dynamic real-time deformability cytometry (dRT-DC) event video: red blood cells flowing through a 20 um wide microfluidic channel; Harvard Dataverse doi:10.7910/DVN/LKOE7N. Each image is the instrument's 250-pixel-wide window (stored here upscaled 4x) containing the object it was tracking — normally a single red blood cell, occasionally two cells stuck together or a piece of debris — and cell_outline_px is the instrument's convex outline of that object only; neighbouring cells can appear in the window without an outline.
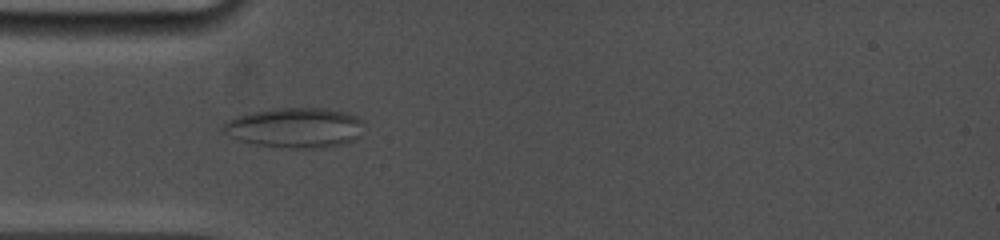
{"species": "common noctule bat (a hibernating species)", "species_latin": "Nyctalus noctula", "temperature_condition": "cold", "stored_images_in_passage": 10, "camera_frame_rate_fps": 5000, "um_per_image_px": 0.085, "animal": {"sex": "female", "body_mass_g": 19.0, "forearm_length_mm": 53.3}, "frame": {"image": 1, "passage_image": 7, "time_ms": 3.8, "image_size_px": [1000, 240], "cell_outline_px": [[364, 124], [360, 136], [344, 144], [324, 148], [292, 148], [256, 144], [240, 140], [224, 132], [220, 128], [228, 120], [236, 116], [252, 112], [284, 108], [324, 108], [344, 112], [356, 116], [364, 120]], "centroid_in_image_um": [25.13, 10.86], "position_along_channel_um": 59.9, "area_um2": 32.71}}
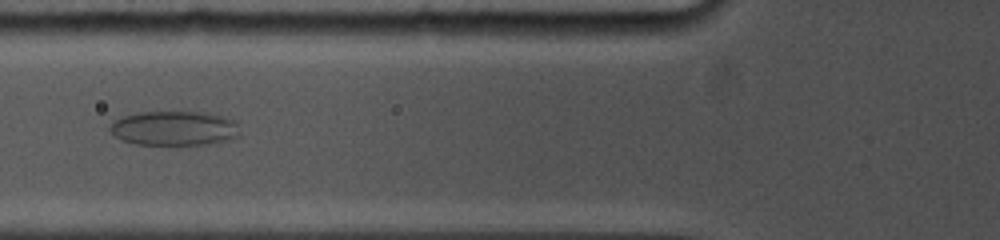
{"frame": {"image": 2, "passage_image": 9, "time_ms": 5.2, "image_size_px": [1000, 240], "cell_outline_px": [[240, 136], [228, 140], [200, 144], [136, 144], [124, 140], [116, 136], [108, 128], [112, 120], [124, 116], [140, 112], [208, 112], [236, 120]], "centroid_in_image_um": [14.82, 10.88], "position_along_channel_um": 111.0, "area_um2": 26.01}}